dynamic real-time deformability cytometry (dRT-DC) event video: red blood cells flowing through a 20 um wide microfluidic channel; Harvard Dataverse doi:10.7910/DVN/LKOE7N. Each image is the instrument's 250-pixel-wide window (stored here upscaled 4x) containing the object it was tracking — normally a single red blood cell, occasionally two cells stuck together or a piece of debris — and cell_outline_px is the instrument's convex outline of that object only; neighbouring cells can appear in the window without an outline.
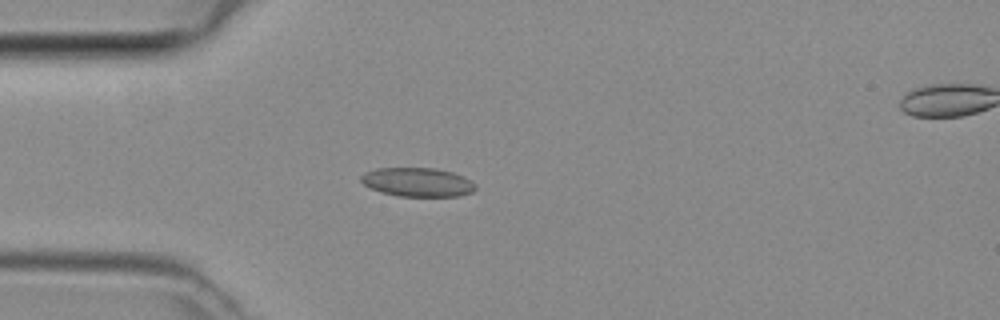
{"species": "common noctule bat (a hibernating species)", "species_latin": "Nyctalus noctula", "temperature_condition": "room temperature", "stored_images_in_passage": 40, "camera_frame_rate_fps": 3000, "um_per_image_px": 0.085, "animal": {"sex": "female", "body_mass_g": 29.2, "forearm_length_mm": 56.3}, "frame": {"image": 1, "passage_image": 6, "time_ms": 1.667, "image_size_px": [1000, 320], "cell_outline_px": [[476, 188], [472, 192], [456, 196], [400, 196], [384, 192], [372, 188], [364, 184], [360, 180], [360, 176], [364, 172], [376, 168], [436, 168], [452, 172], [464, 176], [476, 184]], "centroid_in_image_um": [35.51, 15.47], "position_along_channel_um": 49.5, "area_um2": 19.19}}
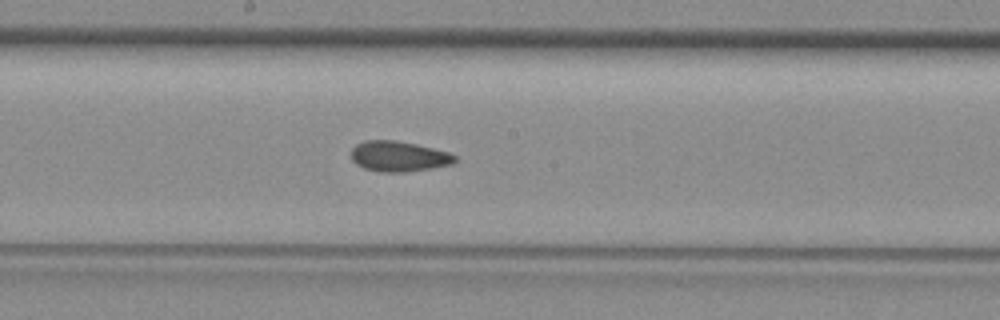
{"frame": {"image": 2, "passage_image": 18, "time_ms": 5.667, "image_size_px": [1000, 320], "cell_outline_px": [[456, 160], [452, 164], [432, 168], [404, 172], [380, 172], [364, 168], [356, 164], [352, 160], [352, 148], [356, 144], [364, 140], [396, 140], [416, 144], [448, 152], [456, 156]], "centroid_in_image_um": [33.87, 13.29], "position_along_channel_um": 214.3, "area_um2": 18.38}}
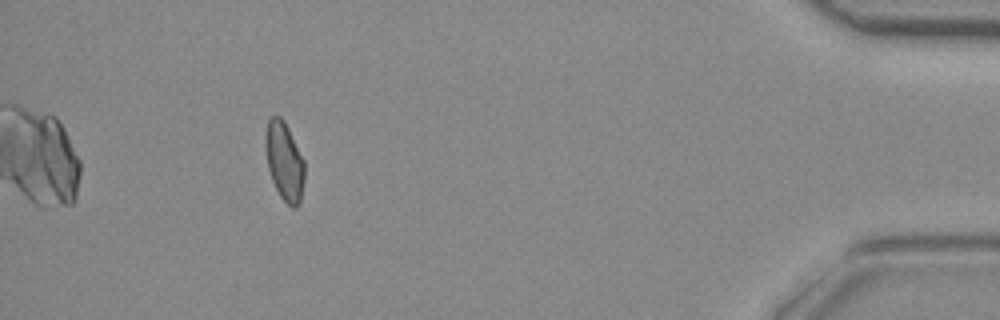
{"frame": {"image": 3, "passage_image": 36, "time_ms": 11.667, "image_size_px": [1000, 320], "cell_outline_px": [[304, 180], [300, 204], [296, 208], [292, 208], [280, 196], [272, 180], [268, 168], [264, 148], [264, 136], [268, 120], [272, 116], [280, 116], [284, 120], [304, 160]], "centroid_in_image_um": [24.16, 13.71], "position_along_channel_um": 411.0, "area_um2": 18.03}}